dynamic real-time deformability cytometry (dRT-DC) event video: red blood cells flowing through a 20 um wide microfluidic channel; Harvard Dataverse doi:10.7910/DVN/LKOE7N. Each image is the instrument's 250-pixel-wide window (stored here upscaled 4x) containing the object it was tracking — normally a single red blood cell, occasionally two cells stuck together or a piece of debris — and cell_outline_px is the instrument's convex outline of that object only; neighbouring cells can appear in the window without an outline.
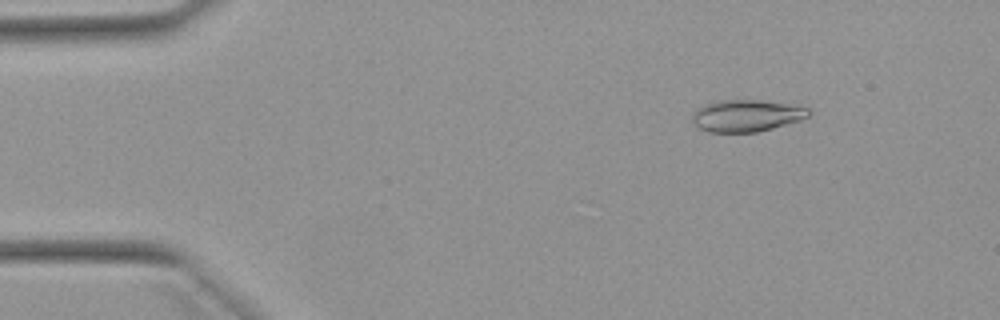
{"species": "Egyptian fruit bat (a non-hibernating species)", "species_latin": "Rousettus aegyptiacus", "temperature_condition": "warm", "stored_images_in_passage": 52, "camera_frame_rate_fps": 3000, "um_per_image_px": 0.085, "animal": {"sex": "female"}, "frame": {"image": 1, "passage_image": 7, "time_ms": 2.0, "image_size_px": [1000, 320], "cell_outline_px": [[812, 112], [808, 116], [800, 120], [772, 128], [756, 132], [708, 132], [700, 128], [692, 120], [692, 112], [696, 108], [720, 100], [760, 100], [788, 104], [808, 108]], "centroid_in_image_um": [63.44, 9.83], "position_along_channel_um": 21.6, "area_um2": 21.44}}
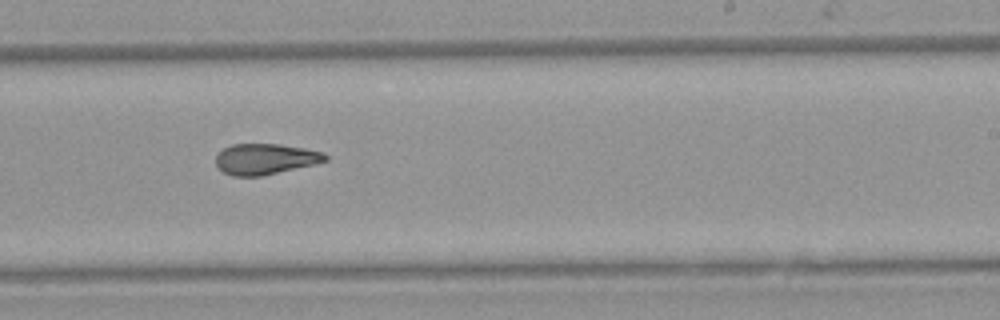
{"frame": {"image": 2, "passage_image": 32, "time_ms": 10.333, "image_size_px": [1000, 320], "cell_outline_px": [[328, 160], [312, 164], [260, 176], [232, 176], [224, 172], [216, 164], [216, 156], [224, 148], [232, 144], [280, 144], [304, 148], [324, 152], [328, 156]], "centroid_in_image_um": [22.54, 13.5], "position_along_channel_um": 266.5, "area_um2": 19.36}}
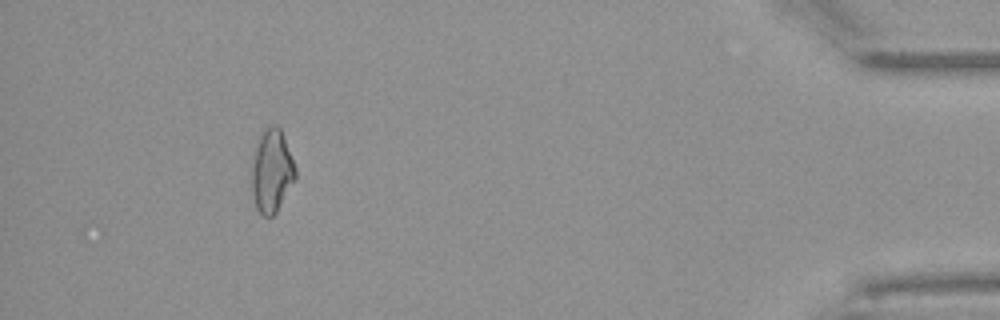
{"frame": {"image": 3, "passage_image": 48, "time_ms": 15.667, "image_size_px": [1000, 320], "cell_outline_px": [[296, 180], [276, 212], [272, 216], [264, 216], [256, 208], [252, 196], [252, 164], [256, 144], [260, 132], [272, 124], [276, 124], [280, 128], [296, 168]], "centroid_in_image_um": [23.1, 14.53], "position_along_channel_um": 412.1, "area_um2": 21.21}, "authors_computed_cell_mechanics": {"area_um2": 20.6924, "velocity_mm_per_s": 3.924, "shape_relaxation_time_tau1_ms": 9.3357, "shape_relaxation_time_tau2_ms": 2.0971, "deformation_change_tau1": 0.2162, "deformation_change_tau2": 0.086}}